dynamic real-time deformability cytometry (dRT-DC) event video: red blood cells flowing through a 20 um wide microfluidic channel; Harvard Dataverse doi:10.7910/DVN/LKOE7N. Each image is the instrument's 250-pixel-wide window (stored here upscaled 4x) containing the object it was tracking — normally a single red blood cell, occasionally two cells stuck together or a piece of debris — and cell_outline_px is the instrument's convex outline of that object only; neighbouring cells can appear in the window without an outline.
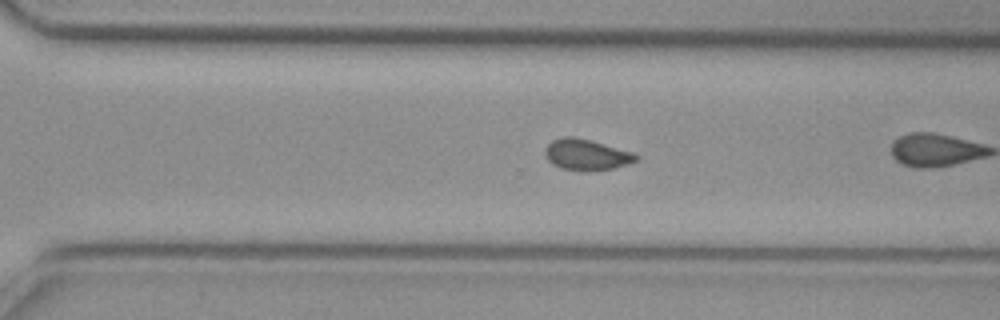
{"species": "common noctule bat (a hibernating species)", "species_latin": "Nyctalus noctula", "temperature_condition": "cold", "stored_images_in_passage": 45, "camera_frame_rate_fps": 3000, "um_per_image_px": 0.085, "animal": {"sex": "female", "body_mass_g": 29.2, "forearm_length_mm": 56.3}, "frame": {"image": 1, "passage_image": 39, "time_ms": 12.667, "image_size_px": [1000, 320], "cell_outline_px": [[640, 156], [636, 160], [628, 164], [612, 168], [560, 168], [552, 164], [544, 156], [544, 148], [552, 140], [564, 136], [572, 136], [592, 140], [632, 152]], "centroid_in_image_um": [49.81, 13.09], "position_along_channel_um": 320.8, "area_um2": 15.9}, "authors_computed_cell_mechanics": {"area_um2": 16.2996, "velocity_mm_per_s": 3.7914, "shape_relaxation_time_tau1_ms": null, "shape_relaxation_time_tau2_ms": 2.4981, "deformation_change_tau1": null, "deformation_change_tau2": 0.0565}}